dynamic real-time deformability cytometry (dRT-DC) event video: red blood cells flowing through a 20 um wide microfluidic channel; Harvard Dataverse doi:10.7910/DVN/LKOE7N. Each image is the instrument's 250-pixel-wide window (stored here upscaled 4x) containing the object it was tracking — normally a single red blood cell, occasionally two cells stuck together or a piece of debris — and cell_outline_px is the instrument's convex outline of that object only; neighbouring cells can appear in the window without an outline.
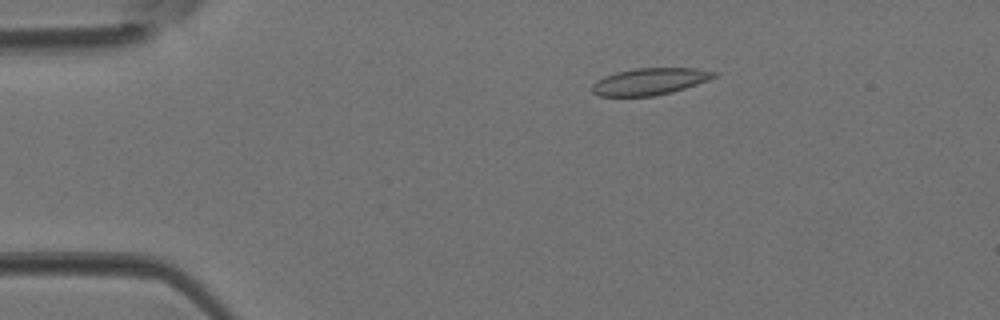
{"species": "Egyptian fruit bat (a non-hibernating species)", "species_latin": "Rousettus aegyptiacus", "temperature_condition": "room temperature", "stored_images_in_passage": 39, "camera_frame_rate_fps": 3000, "um_per_image_px": 0.085, "animal": {"sex": "female"}, "frame": {"image": 1, "passage_image": 7, "time_ms": 2.0, "image_size_px": [1000, 320], "cell_outline_px": [[716, 76], [708, 80], [672, 92], [652, 96], [600, 96], [592, 92], [592, 84], [596, 80], [604, 76], [616, 72], [636, 68], [696, 68], [716, 72]], "centroid_in_image_um": [55.2, 6.92], "position_along_channel_um": 29.8, "area_um2": 18.96}}
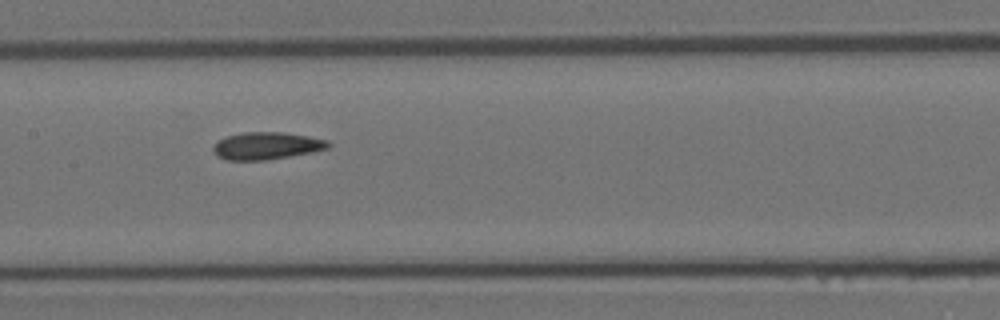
{"frame": {"image": 2, "passage_image": 20, "time_ms": 6.333, "image_size_px": [1000, 320], "cell_outline_px": [[332, 144], [328, 148], [312, 152], [264, 160], [224, 160], [212, 148], [220, 140], [228, 136], [244, 132], [284, 132], [308, 136], [328, 140]], "centroid_in_image_um": [22.71, 12.38], "position_along_channel_um": 184.7, "area_um2": 18.03}}
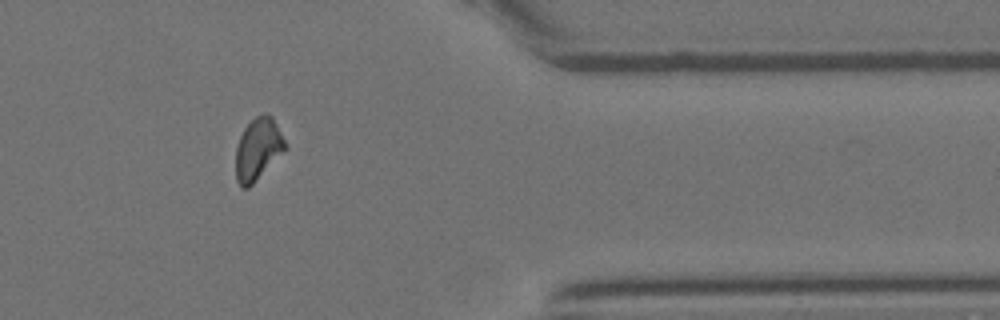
{"frame": {"image": 3, "passage_image": 34, "time_ms": 11.0, "image_size_px": [1000, 320], "cell_outline_px": [[288, 148], [248, 188], [240, 188], [236, 180], [236, 148], [240, 136], [244, 128], [256, 116], [264, 112], [272, 116]], "centroid_in_image_um": [21.92, 12.68], "position_along_channel_um": 389.5, "area_um2": 17.8}}